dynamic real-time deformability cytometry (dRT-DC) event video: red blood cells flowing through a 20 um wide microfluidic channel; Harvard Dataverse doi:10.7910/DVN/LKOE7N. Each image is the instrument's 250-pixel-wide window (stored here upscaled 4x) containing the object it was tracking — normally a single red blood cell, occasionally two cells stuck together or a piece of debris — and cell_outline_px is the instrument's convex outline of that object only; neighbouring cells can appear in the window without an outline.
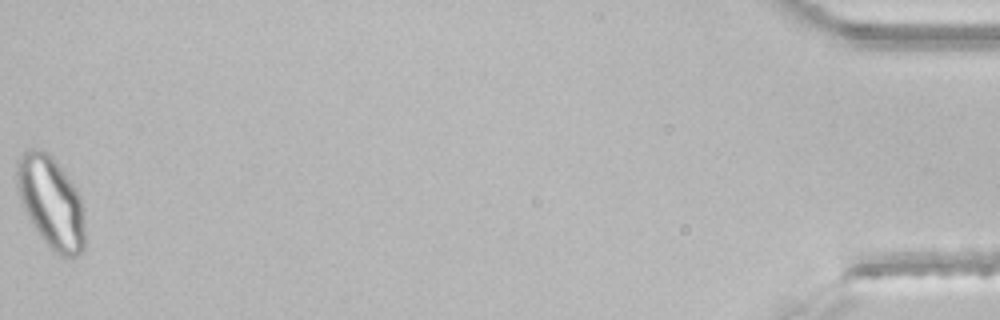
{"species": "common noctule bat (a hibernating species)", "species_latin": "Nyctalus noctula", "temperature_condition": "room temperature", "stored_images_in_passage": 47, "segment_of_instrument_passage": [2, 2], "camera_frame_rate_fps": 3000, "um_per_image_px": 0.085, "animal": {"sex": "male", "body_mass_g": 21.5, "forearm_length_mm": 52.0}, "frame": {"image": 1, "passage_image": 47, "time_ms": 15.333, "image_size_px": [1000, 320], "cell_outline_px": [[84, 248], [76, 256], [60, 256], [40, 236], [32, 224], [20, 200], [16, 184], [16, 160], [28, 148], [36, 148], [48, 152], [52, 156], [76, 188], [80, 196], [84, 208]], "centroid_in_image_um": [4.33, 17.15], "position_along_channel_um": 430.9, "area_um2": 36.36}}